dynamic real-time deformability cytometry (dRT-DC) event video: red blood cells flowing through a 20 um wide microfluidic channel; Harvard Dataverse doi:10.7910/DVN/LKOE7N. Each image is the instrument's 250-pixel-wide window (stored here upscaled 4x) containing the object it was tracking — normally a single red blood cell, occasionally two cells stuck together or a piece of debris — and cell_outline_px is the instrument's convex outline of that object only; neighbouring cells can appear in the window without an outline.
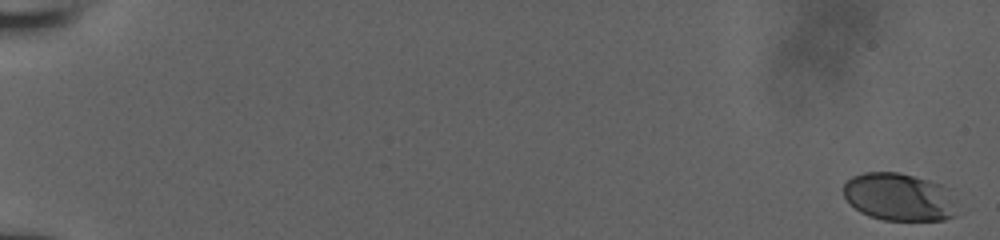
{"species": "human", "species_latin": "Homo sapiens", "temperature_condition": "room temperature", "stored_images_in_passage": 39, "camera_frame_rate_fps": 3000, "um_per_image_px": 0.085, "donor": {"sex": "male"}, "frame": {"image": 1, "passage_image": 1, "time_ms": 0.0, "image_size_px": [1000, 240], "cell_outline_px": [[964, 212], [956, 216], [944, 220], [884, 220], [868, 216], [860, 212], [844, 196], [844, 184], [852, 176], [864, 172], [900, 172], [928, 180], [940, 184], [948, 188]], "centroid_in_image_um": [76.53, 16.76], "position_along_channel_um": 8.5, "area_um2": 32.31}}
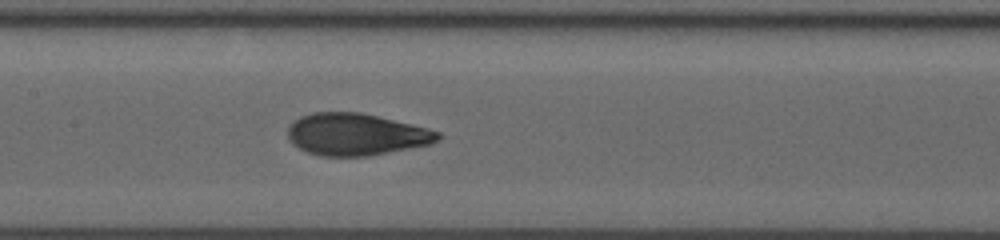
{"frame": {"image": 2, "passage_image": 22, "time_ms": 7.0, "image_size_px": [1000, 240], "cell_outline_px": [[444, 136], [440, 140], [432, 144], [368, 156], [320, 156], [308, 152], [292, 144], [288, 136], [288, 128], [300, 116], [312, 112], [360, 112], [412, 124], [428, 128], [440, 132]], "centroid_in_image_um": [30.31, 11.42], "position_along_channel_um": 177.1, "area_um2": 36.82}}
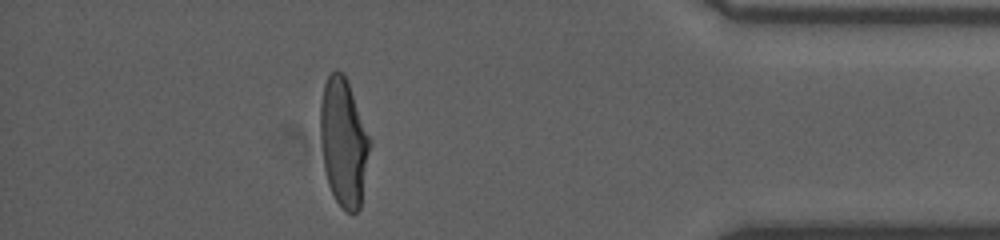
{"frame": {"image": 3, "passage_image": 38, "time_ms": 12.333, "image_size_px": [1000, 240], "cell_outline_px": [[372, 144], [360, 208], [356, 212], [348, 212], [336, 200], [328, 184], [324, 168], [320, 136], [320, 104], [324, 84], [328, 76], [336, 68], [344, 72], [348, 80], [372, 140]], "centroid_in_image_um": [29.23, 12.04], "position_along_channel_um": 406.0, "area_um2": 37.51}}